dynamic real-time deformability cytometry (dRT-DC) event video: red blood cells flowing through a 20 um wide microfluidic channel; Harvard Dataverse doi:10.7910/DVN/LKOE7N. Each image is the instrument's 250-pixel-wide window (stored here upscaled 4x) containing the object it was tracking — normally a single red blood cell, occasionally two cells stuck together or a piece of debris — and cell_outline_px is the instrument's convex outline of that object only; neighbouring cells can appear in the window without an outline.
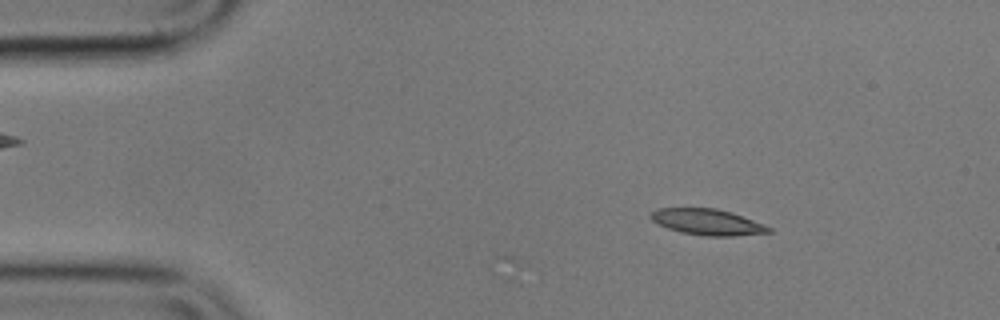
{"species": "common noctule bat (a hibernating species)", "species_latin": "Nyctalus noctula", "temperature_condition": "cold", "stored_images_in_passage": 5, "camera_frame_rate_fps": 3000, "um_per_image_px": 0.085, "animal": {"sex": "male", "body_mass_g": 17.9}, "frame": {"image": 1, "passage_image": 1, "time_ms": 0.0, "image_size_px": [1000, 320], "cell_outline_px": [[772, 232], [732, 236], [704, 236], [680, 232], [668, 228], [652, 220], [648, 216], [656, 208], [716, 208], [732, 212], [764, 224], [772, 228]], "centroid_in_image_um": [60.13, 18.87], "position_along_channel_um": 24.9, "area_um2": 17.92}}